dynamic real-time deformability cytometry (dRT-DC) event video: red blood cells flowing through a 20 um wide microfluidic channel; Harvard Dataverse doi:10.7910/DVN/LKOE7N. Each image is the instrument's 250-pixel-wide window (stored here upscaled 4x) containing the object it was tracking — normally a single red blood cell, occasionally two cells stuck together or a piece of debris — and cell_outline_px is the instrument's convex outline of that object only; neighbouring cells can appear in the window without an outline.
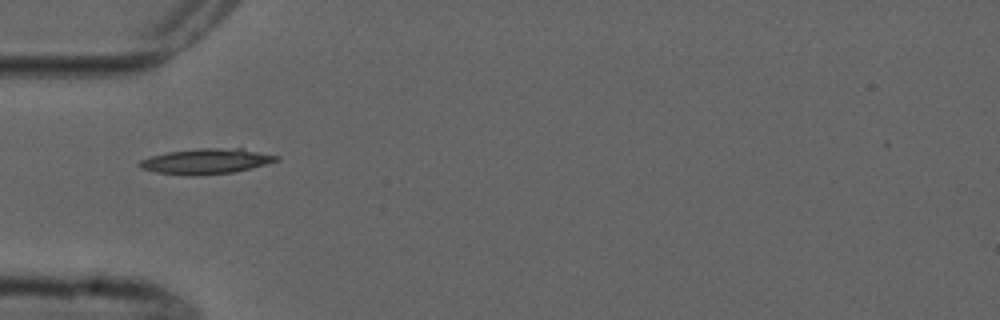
{"species": "common noctule bat (a hibernating species)", "species_latin": "Nyctalus noctula", "temperature_condition": "cold", "stored_images_in_passage": 6, "camera_frame_rate_fps": 3000, "um_per_image_px": 0.085, "animal": {"sex": "male", "forearm_length_mm": 52.5}, "frame": {"image": 1, "passage_image": 4, "time_ms": 4.333, "image_size_px": [1000, 320], "cell_outline_px": [[280, 160], [232, 172], [192, 176], [184, 176], [156, 172], [140, 168], [136, 164], [140, 160], [152, 156], [168, 152], [200, 148], [240, 148], [280, 156]], "centroid_in_image_um": [17.48, 13.71], "position_along_channel_um": 67.5, "area_um2": 20.11}}
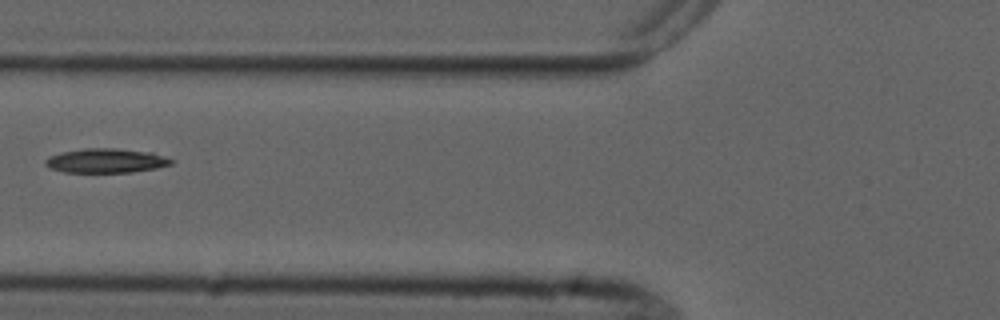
{"frame": {"image": 2, "passage_image": 5, "time_ms": 5.667, "image_size_px": [1000, 320], "cell_outline_px": [[172, 164], [156, 168], [132, 172], [64, 172], [48, 168], [44, 164], [44, 160], [48, 156], [60, 152], [84, 148], [116, 148], [152, 152], [172, 160]], "centroid_in_image_um": [8.94, 13.65], "position_along_channel_um": 116.9, "area_um2": 17.92}}
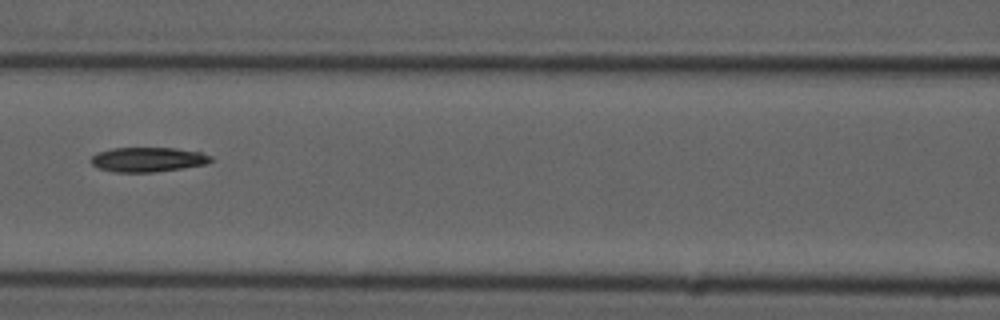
{"frame": {"image": 3, "passage_image": 6, "time_ms": 6.667, "image_size_px": [1000, 320], "cell_outline_px": [[212, 160], [204, 164], [180, 168], [152, 172], [116, 172], [100, 168], [92, 164], [92, 156], [96, 152], [112, 148], [176, 148], [200, 152], [212, 156]], "centroid_in_image_um": [12.55, 13.55], "position_along_channel_um": 154.0, "area_um2": 16.94}}